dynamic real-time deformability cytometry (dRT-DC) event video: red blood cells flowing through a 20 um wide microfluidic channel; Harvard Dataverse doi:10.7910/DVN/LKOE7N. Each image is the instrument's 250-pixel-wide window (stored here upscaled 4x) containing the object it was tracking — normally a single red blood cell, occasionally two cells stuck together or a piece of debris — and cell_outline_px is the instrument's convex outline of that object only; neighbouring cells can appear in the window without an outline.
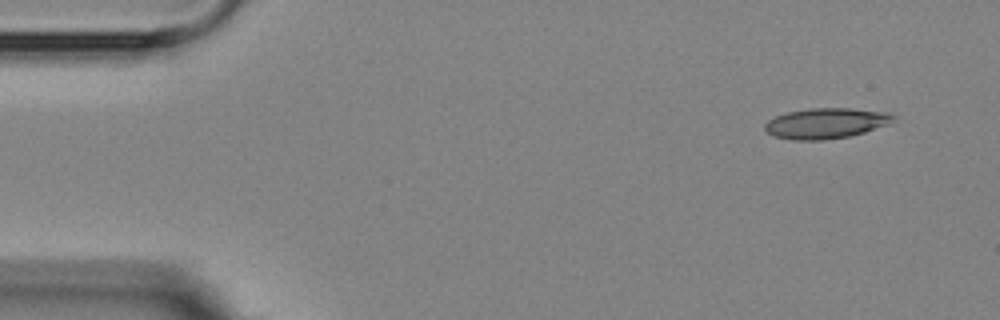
{"species": "Egyptian fruit bat (a non-hibernating species)", "species_latin": "Rousettus aegyptiacus", "temperature_condition": "room temperature", "stored_images_in_passage": 6, "camera_frame_rate_fps": 3000, "um_per_image_px": 0.085, "animal": {"sex": "female"}, "frame": {"image": 1, "passage_image": 1, "time_ms": 0.0, "image_size_px": [1000, 320], "cell_outline_px": [[896, 116], [888, 124], [864, 132], [848, 136], [820, 140], [792, 140], [772, 136], [764, 128], [764, 124], [768, 120], [776, 116], [788, 112], [808, 108], [852, 108], [888, 112]], "centroid_in_image_um": [70.18, 10.47], "position_along_channel_um": 14.8, "area_um2": 22.77}}
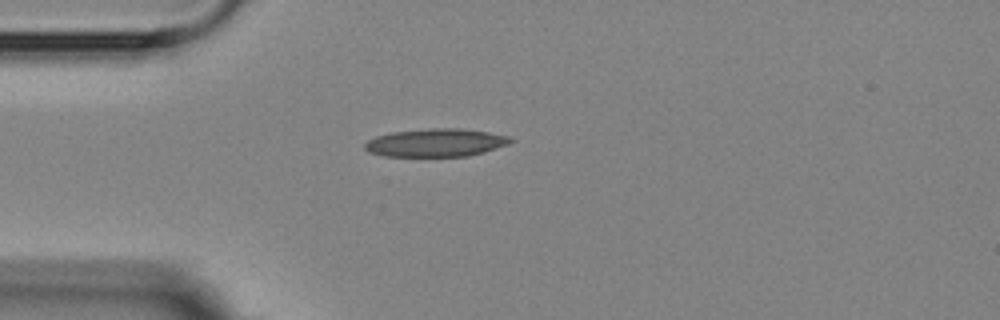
{"frame": {"image": 2, "passage_image": 4, "time_ms": 3.333, "image_size_px": [1000, 320], "cell_outline_px": [[516, 140], [508, 144], [484, 152], [468, 156], [384, 156], [368, 152], [364, 148], [364, 144], [368, 140], [376, 136], [392, 132], [432, 128], [460, 128], [488, 132], [508, 136]], "centroid_in_image_um": [37.05, 12.13], "position_along_channel_um": 48.0, "area_um2": 23.81}}
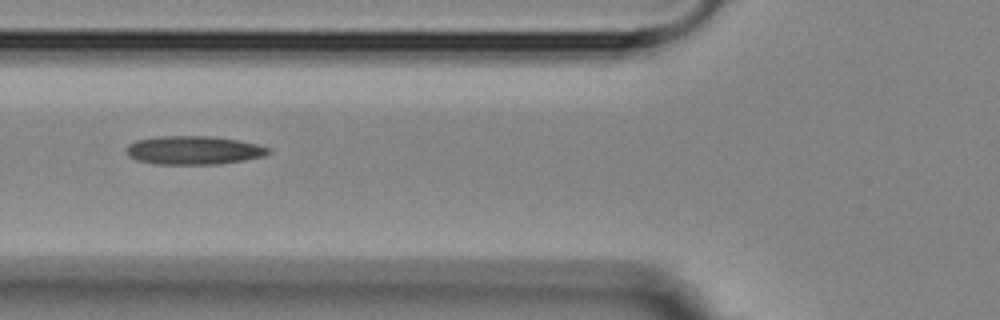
{"frame": {"image": 3, "passage_image": 6, "time_ms": 5.333, "image_size_px": [1000, 320], "cell_outline_px": [[272, 152], [264, 156], [244, 160], [220, 164], [152, 164], [136, 160], [128, 156], [128, 144], [136, 140], [156, 136], [212, 136], [236, 140], [256, 144], [272, 148]], "centroid_in_image_um": [16.47, 12.77], "position_along_channel_um": 109.3, "area_um2": 23.76}}